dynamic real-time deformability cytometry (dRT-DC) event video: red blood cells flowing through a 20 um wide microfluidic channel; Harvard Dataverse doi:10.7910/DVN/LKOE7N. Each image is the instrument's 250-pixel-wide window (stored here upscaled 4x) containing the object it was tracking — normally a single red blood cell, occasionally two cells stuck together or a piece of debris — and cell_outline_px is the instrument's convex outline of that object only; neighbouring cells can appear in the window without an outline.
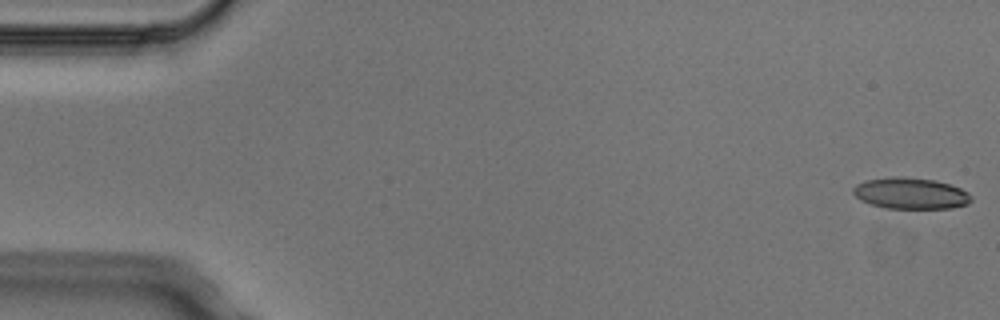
{"species": "Egyptian fruit bat (a non-hibernating species)", "species_latin": "Rousettus aegyptiacus", "temperature_condition": "cold", "stored_images_in_passage": 5, "camera_frame_rate_fps": 3000, "um_per_image_px": 0.085, "animal": {"sex": "male"}, "frame": {"image": 1, "passage_image": 1, "time_ms": 0.0, "image_size_px": [1000, 320], "cell_outline_px": [[972, 200], [968, 204], [952, 208], [884, 208], [860, 200], [852, 192], [852, 188], [856, 184], [864, 180], [892, 176], [900, 176], [936, 180], [960, 188], [968, 192], [972, 196]], "centroid_in_image_um": [77.39, 16.42], "position_along_channel_um": 7.6, "area_um2": 21.68}}
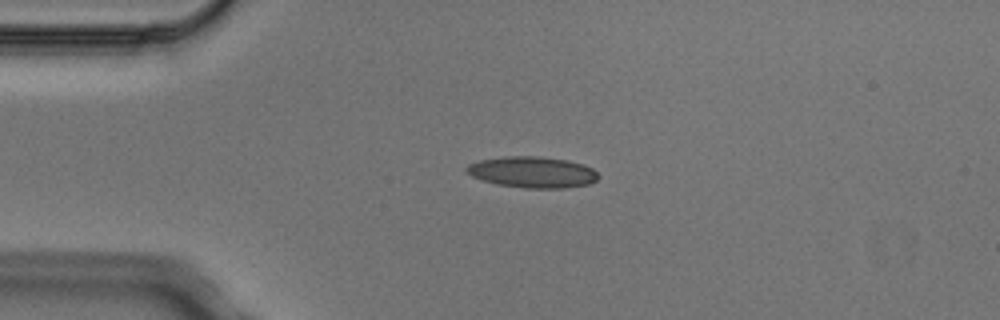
{"frame": {"image": 2, "passage_image": 4, "time_ms": 1.0, "image_size_px": [1000, 320], "cell_outline_px": [[600, 176], [596, 180], [588, 184], [564, 188], [524, 188], [496, 184], [472, 176], [464, 168], [468, 164], [480, 160], [504, 156], [540, 156], [568, 160], [584, 164], [592, 168]], "centroid_in_image_um": [45.27, 14.62], "position_along_channel_um": 39.7, "area_um2": 23.99}}